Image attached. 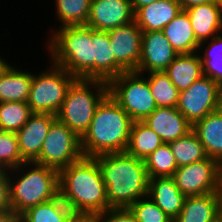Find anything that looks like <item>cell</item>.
<instances>
[{
	"mask_svg": "<svg viewBox=\"0 0 222 222\" xmlns=\"http://www.w3.org/2000/svg\"><path fill=\"white\" fill-rule=\"evenodd\" d=\"M54 31L47 48L51 61L76 78L94 80L92 28L77 25Z\"/></svg>",
	"mask_w": 222,
	"mask_h": 222,
	"instance_id": "obj_4",
	"label": "cell"
},
{
	"mask_svg": "<svg viewBox=\"0 0 222 222\" xmlns=\"http://www.w3.org/2000/svg\"><path fill=\"white\" fill-rule=\"evenodd\" d=\"M32 114L27 102H1L0 130L16 133Z\"/></svg>",
	"mask_w": 222,
	"mask_h": 222,
	"instance_id": "obj_32",
	"label": "cell"
},
{
	"mask_svg": "<svg viewBox=\"0 0 222 222\" xmlns=\"http://www.w3.org/2000/svg\"><path fill=\"white\" fill-rule=\"evenodd\" d=\"M33 74L7 64L0 72V103L27 102Z\"/></svg>",
	"mask_w": 222,
	"mask_h": 222,
	"instance_id": "obj_22",
	"label": "cell"
},
{
	"mask_svg": "<svg viewBox=\"0 0 222 222\" xmlns=\"http://www.w3.org/2000/svg\"><path fill=\"white\" fill-rule=\"evenodd\" d=\"M74 212L58 195L56 198L40 203L21 215L24 222H69Z\"/></svg>",
	"mask_w": 222,
	"mask_h": 222,
	"instance_id": "obj_27",
	"label": "cell"
},
{
	"mask_svg": "<svg viewBox=\"0 0 222 222\" xmlns=\"http://www.w3.org/2000/svg\"><path fill=\"white\" fill-rule=\"evenodd\" d=\"M129 208L137 222H173L149 196L140 198Z\"/></svg>",
	"mask_w": 222,
	"mask_h": 222,
	"instance_id": "obj_35",
	"label": "cell"
},
{
	"mask_svg": "<svg viewBox=\"0 0 222 222\" xmlns=\"http://www.w3.org/2000/svg\"><path fill=\"white\" fill-rule=\"evenodd\" d=\"M108 94V82L77 78L68 88L56 118L81 138L89 128L97 106Z\"/></svg>",
	"mask_w": 222,
	"mask_h": 222,
	"instance_id": "obj_6",
	"label": "cell"
},
{
	"mask_svg": "<svg viewBox=\"0 0 222 222\" xmlns=\"http://www.w3.org/2000/svg\"><path fill=\"white\" fill-rule=\"evenodd\" d=\"M134 21L130 0H92L87 26L109 31Z\"/></svg>",
	"mask_w": 222,
	"mask_h": 222,
	"instance_id": "obj_14",
	"label": "cell"
},
{
	"mask_svg": "<svg viewBox=\"0 0 222 222\" xmlns=\"http://www.w3.org/2000/svg\"><path fill=\"white\" fill-rule=\"evenodd\" d=\"M182 11L179 0H157L134 12V21L143 32L162 31Z\"/></svg>",
	"mask_w": 222,
	"mask_h": 222,
	"instance_id": "obj_18",
	"label": "cell"
},
{
	"mask_svg": "<svg viewBox=\"0 0 222 222\" xmlns=\"http://www.w3.org/2000/svg\"><path fill=\"white\" fill-rule=\"evenodd\" d=\"M94 80L110 82L121 73L127 72L114 58L107 31L92 29Z\"/></svg>",
	"mask_w": 222,
	"mask_h": 222,
	"instance_id": "obj_19",
	"label": "cell"
},
{
	"mask_svg": "<svg viewBox=\"0 0 222 222\" xmlns=\"http://www.w3.org/2000/svg\"><path fill=\"white\" fill-rule=\"evenodd\" d=\"M157 0H130L133 12L137 9L149 5Z\"/></svg>",
	"mask_w": 222,
	"mask_h": 222,
	"instance_id": "obj_41",
	"label": "cell"
},
{
	"mask_svg": "<svg viewBox=\"0 0 222 222\" xmlns=\"http://www.w3.org/2000/svg\"><path fill=\"white\" fill-rule=\"evenodd\" d=\"M148 196L172 220L182 211L186 196L178 189L172 177L149 179Z\"/></svg>",
	"mask_w": 222,
	"mask_h": 222,
	"instance_id": "obj_21",
	"label": "cell"
},
{
	"mask_svg": "<svg viewBox=\"0 0 222 222\" xmlns=\"http://www.w3.org/2000/svg\"><path fill=\"white\" fill-rule=\"evenodd\" d=\"M24 162L16 133L0 130V167L10 170Z\"/></svg>",
	"mask_w": 222,
	"mask_h": 222,
	"instance_id": "obj_34",
	"label": "cell"
},
{
	"mask_svg": "<svg viewBox=\"0 0 222 222\" xmlns=\"http://www.w3.org/2000/svg\"><path fill=\"white\" fill-rule=\"evenodd\" d=\"M144 162L149 179L155 177H172L178 168L169 143H163Z\"/></svg>",
	"mask_w": 222,
	"mask_h": 222,
	"instance_id": "obj_30",
	"label": "cell"
},
{
	"mask_svg": "<svg viewBox=\"0 0 222 222\" xmlns=\"http://www.w3.org/2000/svg\"><path fill=\"white\" fill-rule=\"evenodd\" d=\"M115 60L127 71H136L140 62L143 31L135 21L107 31Z\"/></svg>",
	"mask_w": 222,
	"mask_h": 222,
	"instance_id": "obj_12",
	"label": "cell"
},
{
	"mask_svg": "<svg viewBox=\"0 0 222 222\" xmlns=\"http://www.w3.org/2000/svg\"><path fill=\"white\" fill-rule=\"evenodd\" d=\"M190 19L195 37L200 44L198 50L209 38L222 31V6L216 2H207L184 10Z\"/></svg>",
	"mask_w": 222,
	"mask_h": 222,
	"instance_id": "obj_17",
	"label": "cell"
},
{
	"mask_svg": "<svg viewBox=\"0 0 222 222\" xmlns=\"http://www.w3.org/2000/svg\"><path fill=\"white\" fill-rule=\"evenodd\" d=\"M201 144L209 158L222 164V114L211 112L193 125Z\"/></svg>",
	"mask_w": 222,
	"mask_h": 222,
	"instance_id": "obj_25",
	"label": "cell"
},
{
	"mask_svg": "<svg viewBox=\"0 0 222 222\" xmlns=\"http://www.w3.org/2000/svg\"><path fill=\"white\" fill-rule=\"evenodd\" d=\"M49 70L34 75L28 105L33 113L57 115L66 97L68 88L77 79L63 67L51 62Z\"/></svg>",
	"mask_w": 222,
	"mask_h": 222,
	"instance_id": "obj_8",
	"label": "cell"
},
{
	"mask_svg": "<svg viewBox=\"0 0 222 222\" xmlns=\"http://www.w3.org/2000/svg\"><path fill=\"white\" fill-rule=\"evenodd\" d=\"M149 87L157 107H176L179 90L165 71L148 73Z\"/></svg>",
	"mask_w": 222,
	"mask_h": 222,
	"instance_id": "obj_29",
	"label": "cell"
},
{
	"mask_svg": "<svg viewBox=\"0 0 222 222\" xmlns=\"http://www.w3.org/2000/svg\"><path fill=\"white\" fill-rule=\"evenodd\" d=\"M69 222H100V214L74 213Z\"/></svg>",
	"mask_w": 222,
	"mask_h": 222,
	"instance_id": "obj_38",
	"label": "cell"
},
{
	"mask_svg": "<svg viewBox=\"0 0 222 222\" xmlns=\"http://www.w3.org/2000/svg\"><path fill=\"white\" fill-rule=\"evenodd\" d=\"M179 92L189 88L203 76V67L197 52L178 54L165 70Z\"/></svg>",
	"mask_w": 222,
	"mask_h": 222,
	"instance_id": "obj_23",
	"label": "cell"
},
{
	"mask_svg": "<svg viewBox=\"0 0 222 222\" xmlns=\"http://www.w3.org/2000/svg\"><path fill=\"white\" fill-rule=\"evenodd\" d=\"M107 191L109 208L130 207L148 196L149 177L144 160L126 152L94 156Z\"/></svg>",
	"mask_w": 222,
	"mask_h": 222,
	"instance_id": "obj_2",
	"label": "cell"
},
{
	"mask_svg": "<svg viewBox=\"0 0 222 222\" xmlns=\"http://www.w3.org/2000/svg\"><path fill=\"white\" fill-rule=\"evenodd\" d=\"M83 156L81 138L56 119L51 124L41 153L34 162L60 171Z\"/></svg>",
	"mask_w": 222,
	"mask_h": 222,
	"instance_id": "obj_9",
	"label": "cell"
},
{
	"mask_svg": "<svg viewBox=\"0 0 222 222\" xmlns=\"http://www.w3.org/2000/svg\"><path fill=\"white\" fill-rule=\"evenodd\" d=\"M109 95L135 121H144L157 108L148 78L135 71L121 73L109 83Z\"/></svg>",
	"mask_w": 222,
	"mask_h": 222,
	"instance_id": "obj_7",
	"label": "cell"
},
{
	"mask_svg": "<svg viewBox=\"0 0 222 222\" xmlns=\"http://www.w3.org/2000/svg\"><path fill=\"white\" fill-rule=\"evenodd\" d=\"M222 193L186 196L182 211L173 222H216Z\"/></svg>",
	"mask_w": 222,
	"mask_h": 222,
	"instance_id": "obj_20",
	"label": "cell"
},
{
	"mask_svg": "<svg viewBox=\"0 0 222 222\" xmlns=\"http://www.w3.org/2000/svg\"><path fill=\"white\" fill-rule=\"evenodd\" d=\"M8 63L5 62L3 60V58H0V72L4 69V67L7 65Z\"/></svg>",
	"mask_w": 222,
	"mask_h": 222,
	"instance_id": "obj_43",
	"label": "cell"
},
{
	"mask_svg": "<svg viewBox=\"0 0 222 222\" xmlns=\"http://www.w3.org/2000/svg\"><path fill=\"white\" fill-rule=\"evenodd\" d=\"M162 32L178 54L198 52L200 44L195 37L189 16L184 10L168 23Z\"/></svg>",
	"mask_w": 222,
	"mask_h": 222,
	"instance_id": "obj_24",
	"label": "cell"
},
{
	"mask_svg": "<svg viewBox=\"0 0 222 222\" xmlns=\"http://www.w3.org/2000/svg\"><path fill=\"white\" fill-rule=\"evenodd\" d=\"M162 140L170 143L193 130V125L176 107H157L144 121Z\"/></svg>",
	"mask_w": 222,
	"mask_h": 222,
	"instance_id": "obj_16",
	"label": "cell"
},
{
	"mask_svg": "<svg viewBox=\"0 0 222 222\" xmlns=\"http://www.w3.org/2000/svg\"><path fill=\"white\" fill-rule=\"evenodd\" d=\"M219 85L210 77L202 76L189 88L179 92L176 108L192 124L216 111Z\"/></svg>",
	"mask_w": 222,
	"mask_h": 222,
	"instance_id": "obj_11",
	"label": "cell"
},
{
	"mask_svg": "<svg viewBox=\"0 0 222 222\" xmlns=\"http://www.w3.org/2000/svg\"><path fill=\"white\" fill-rule=\"evenodd\" d=\"M100 222H137L129 207L109 208L100 213Z\"/></svg>",
	"mask_w": 222,
	"mask_h": 222,
	"instance_id": "obj_36",
	"label": "cell"
},
{
	"mask_svg": "<svg viewBox=\"0 0 222 222\" xmlns=\"http://www.w3.org/2000/svg\"><path fill=\"white\" fill-rule=\"evenodd\" d=\"M9 169L0 167V212L11 210Z\"/></svg>",
	"mask_w": 222,
	"mask_h": 222,
	"instance_id": "obj_37",
	"label": "cell"
},
{
	"mask_svg": "<svg viewBox=\"0 0 222 222\" xmlns=\"http://www.w3.org/2000/svg\"><path fill=\"white\" fill-rule=\"evenodd\" d=\"M92 0H55L60 27L86 25Z\"/></svg>",
	"mask_w": 222,
	"mask_h": 222,
	"instance_id": "obj_31",
	"label": "cell"
},
{
	"mask_svg": "<svg viewBox=\"0 0 222 222\" xmlns=\"http://www.w3.org/2000/svg\"><path fill=\"white\" fill-rule=\"evenodd\" d=\"M219 220L222 222V199H221L220 208H219Z\"/></svg>",
	"mask_w": 222,
	"mask_h": 222,
	"instance_id": "obj_44",
	"label": "cell"
},
{
	"mask_svg": "<svg viewBox=\"0 0 222 222\" xmlns=\"http://www.w3.org/2000/svg\"><path fill=\"white\" fill-rule=\"evenodd\" d=\"M177 55L162 31L143 32L141 57L135 72L165 71Z\"/></svg>",
	"mask_w": 222,
	"mask_h": 222,
	"instance_id": "obj_13",
	"label": "cell"
},
{
	"mask_svg": "<svg viewBox=\"0 0 222 222\" xmlns=\"http://www.w3.org/2000/svg\"><path fill=\"white\" fill-rule=\"evenodd\" d=\"M169 145L171 146L178 167L208 158L204 146L193 130L186 136L170 142Z\"/></svg>",
	"mask_w": 222,
	"mask_h": 222,
	"instance_id": "obj_28",
	"label": "cell"
},
{
	"mask_svg": "<svg viewBox=\"0 0 222 222\" xmlns=\"http://www.w3.org/2000/svg\"><path fill=\"white\" fill-rule=\"evenodd\" d=\"M211 41V42H210ZM204 50V55H199L202 62L203 75L213 79L218 85L222 84V36L218 34L210 39ZM209 44V45H208Z\"/></svg>",
	"mask_w": 222,
	"mask_h": 222,
	"instance_id": "obj_33",
	"label": "cell"
},
{
	"mask_svg": "<svg viewBox=\"0 0 222 222\" xmlns=\"http://www.w3.org/2000/svg\"><path fill=\"white\" fill-rule=\"evenodd\" d=\"M25 166L30 170L24 172ZM20 170H23L20 173L21 176L17 174V171ZM10 172L11 207L20 216L28 209L59 195V171L56 169L35 162H24L20 166L10 169ZM12 172H16L14 173L18 176L16 180H13Z\"/></svg>",
	"mask_w": 222,
	"mask_h": 222,
	"instance_id": "obj_5",
	"label": "cell"
},
{
	"mask_svg": "<svg viewBox=\"0 0 222 222\" xmlns=\"http://www.w3.org/2000/svg\"><path fill=\"white\" fill-rule=\"evenodd\" d=\"M162 144L161 138L143 121H135L131 128L125 152L133 157L145 160Z\"/></svg>",
	"mask_w": 222,
	"mask_h": 222,
	"instance_id": "obj_26",
	"label": "cell"
},
{
	"mask_svg": "<svg viewBox=\"0 0 222 222\" xmlns=\"http://www.w3.org/2000/svg\"><path fill=\"white\" fill-rule=\"evenodd\" d=\"M172 178L185 196L222 193V164L213 158L180 166Z\"/></svg>",
	"mask_w": 222,
	"mask_h": 222,
	"instance_id": "obj_10",
	"label": "cell"
},
{
	"mask_svg": "<svg viewBox=\"0 0 222 222\" xmlns=\"http://www.w3.org/2000/svg\"><path fill=\"white\" fill-rule=\"evenodd\" d=\"M21 216L15 213L12 209L0 212V222H18Z\"/></svg>",
	"mask_w": 222,
	"mask_h": 222,
	"instance_id": "obj_39",
	"label": "cell"
},
{
	"mask_svg": "<svg viewBox=\"0 0 222 222\" xmlns=\"http://www.w3.org/2000/svg\"><path fill=\"white\" fill-rule=\"evenodd\" d=\"M214 0H179L182 10Z\"/></svg>",
	"mask_w": 222,
	"mask_h": 222,
	"instance_id": "obj_40",
	"label": "cell"
},
{
	"mask_svg": "<svg viewBox=\"0 0 222 222\" xmlns=\"http://www.w3.org/2000/svg\"><path fill=\"white\" fill-rule=\"evenodd\" d=\"M216 111L222 114V84L218 87Z\"/></svg>",
	"mask_w": 222,
	"mask_h": 222,
	"instance_id": "obj_42",
	"label": "cell"
},
{
	"mask_svg": "<svg viewBox=\"0 0 222 222\" xmlns=\"http://www.w3.org/2000/svg\"><path fill=\"white\" fill-rule=\"evenodd\" d=\"M59 196L74 213L100 214L109 209L102 172L94 157L83 156L59 171Z\"/></svg>",
	"mask_w": 222,
	"mask_h": 222,
	"instance_id": "obj_1",
	"label": "cell"
},
{
	"mask_svg": "<svg viewBox=\"0 0 222 222\" xmlns=\"http://www.w3.org/2000/svg\"><path fill=\"white\" fill-rule=\"evenodd\" d=\"M56 115L33 113L27 122L16 132L19 150L25 162H34L41 153V148Z\"/></svg>",
	"mask_w": 222,
	"mask_h": 222,
	"instance_id": "obj_15",
	"label": "cell"
},
{
	"mask_svg": "<svg viewBox=\"0 0 222 222\" xmlns=\"http://www.w3.org/2000/svg\"><path fill=\"white\" fill-rule=\"evenodd\" d=\"M214 2H216L218 5L222 6V0H214Z\"/></svg>",
	"mask_w": 222,
	"mask_h": 222,
	"instance_id": "obj_45",
	"label": "cell"
},
{
	"mask_svg": "<svg viewBox=\"0 0 222 222\" xmlns=\"http://www.w3.org/2000/svg\"><path fill=\"white\" fill-rule=\"evenodd\" d=\"M133 120L108 94L97 106L88 130L81 137L85 157L125 152Z\"/></svg>",
	"mask_w": 222,
	"mask_h": 222,
	"instance_id": "obj_3",
	"label": "cell"
}]
</instances>
